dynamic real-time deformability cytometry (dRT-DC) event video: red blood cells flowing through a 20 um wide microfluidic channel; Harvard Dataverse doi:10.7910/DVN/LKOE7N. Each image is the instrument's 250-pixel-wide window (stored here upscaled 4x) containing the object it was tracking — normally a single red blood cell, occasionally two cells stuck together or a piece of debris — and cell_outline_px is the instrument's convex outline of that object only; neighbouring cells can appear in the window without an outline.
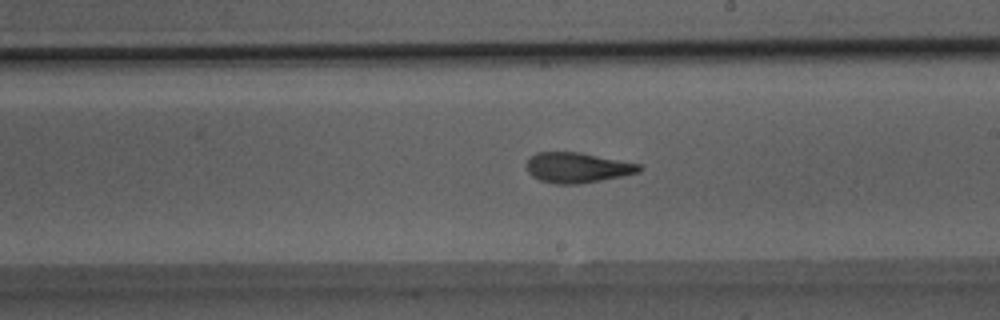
{"species": "Egyptian fruit bat (a non-hibernating species)", "species_latin": "Rousettus aegyptiacus", "temperature_condition": "room temperature", "stored_images_in_passage": 49, "camera_frame_rate_fps": 3000, "um_per_image_px": 0.085, "animal": {"sex": "male"}, "frame": {"image": 1, "passage_image": 28, "time_ms": 9.0, "image_size_px": [1000, 320], "cell_outline_px": [[644, 168], [640, 172], [580, 184], [556, 184], [540, 180], [532, 176], [528, 172], [528, 160], [536, 152], [580, 152], [640, 164]], "centroid_in_image_um": [49.09, 14.25], "position_along_channel_um": 239.9, "area_um2": 19.71}}
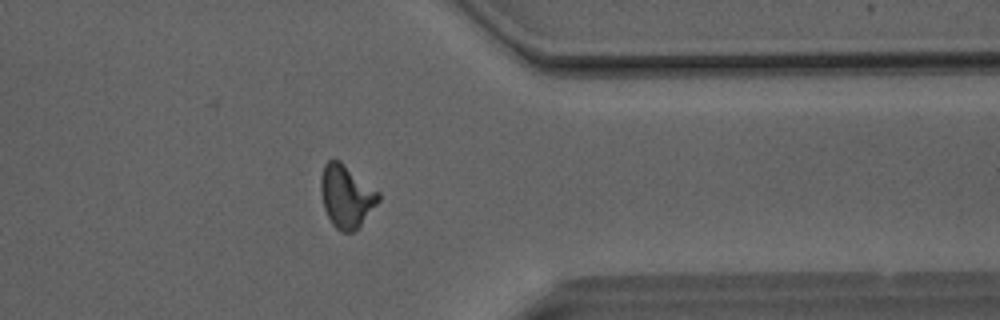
{"frame": {"image": 2, "passage_image": 39, "time_ms": 12.667, "image_size_px": [1000, 320], "cell_outline_px": [[380, 200], [360, 224], [352, 232], [340, 232], [332, 224], [324, 208], [320, 192], [320, 176], [324, 164], [328, 160], [340, 160], [380, 192]], "centroid_in_image_um": [29.42, 16.65], "position_along_channel_um": 382.0, "area_um2": 21.04}}
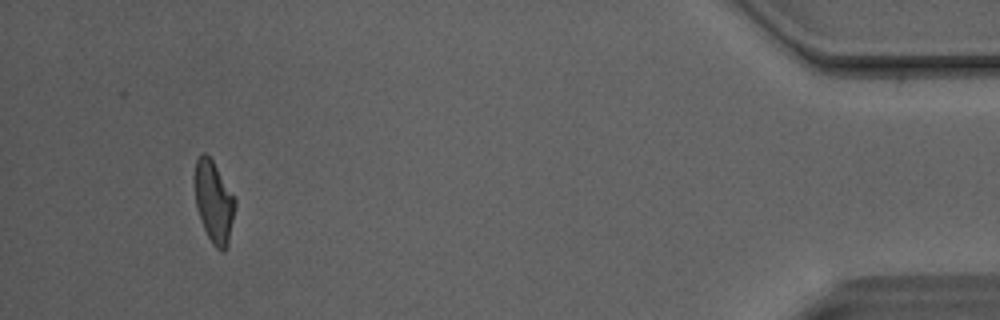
{"frame": {"image": 3, "passage_image": 46, "time_ms": 15.0, "image_size_px": [1000, 320], "cell_outline_px": [[236, 204], [228, 244], [224, 252], [220, 252], [212, 244], [200, 220], [196, 208], [196, 160], [204, 152], [212, 160], [236, 200]], "centroid_in_image_um": [18.2, 17.23], "position_along_channel_um": 417.0, "area_um2": 18.79}, "authors_computed_cell_mechanics": {"area_um2": 20.4034, "velocity_mm_per_s": 4.1221, "shape_relaxation_time_tau1_ms": 4.688, "shape_relaxation_time_tau2_ms": 1.9751, "deformation_change_tau1": 0.1845, "deformation_change_tau2": 0.1169}}